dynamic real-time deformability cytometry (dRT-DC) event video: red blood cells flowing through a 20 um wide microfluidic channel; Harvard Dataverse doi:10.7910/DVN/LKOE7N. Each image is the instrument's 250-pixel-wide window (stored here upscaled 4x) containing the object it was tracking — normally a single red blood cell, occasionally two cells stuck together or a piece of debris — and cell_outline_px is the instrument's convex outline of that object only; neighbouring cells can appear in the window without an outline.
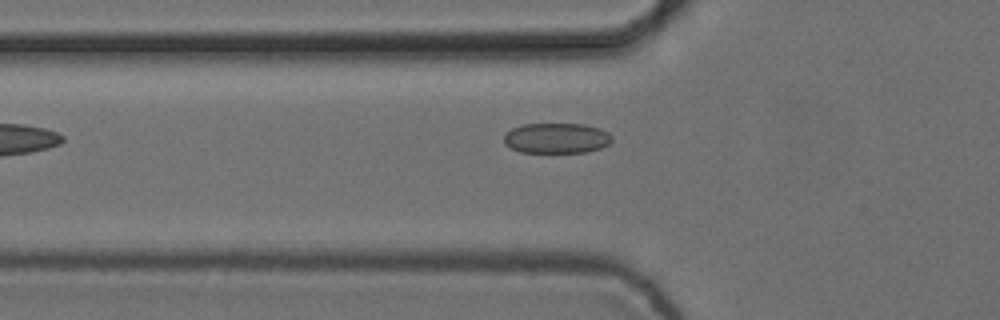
{"species": "common noctule bat (a hibernating species)", "species_latin": "Nyctalus noctula", "temperature_condition": "cold", "stored_images_in_passage": 6, "camera_frame_rate_fps": 3000, "um_per_image_px": 0.085, "animal": {"sex": "female", "body_mass_g": 24.6, "forearm_length_mm": 56.2}, "frame": {"image": 1, "passage_image": 5, "time_ms": 1.333, "image_size_px": [1000, 320], "cell_outline_px": [[612, 140], [608, 144], [600, 148], [588, 152], [520, 152], [504, 144], [504, 136], [512, 128], [524, 124], [584, 124], [600, 128], [608, 132], [612, 136]], "centroid_in_image_um": [47.32, 11.74], "position_along_channel_um": 78.5, "area_um2": 19.07}}
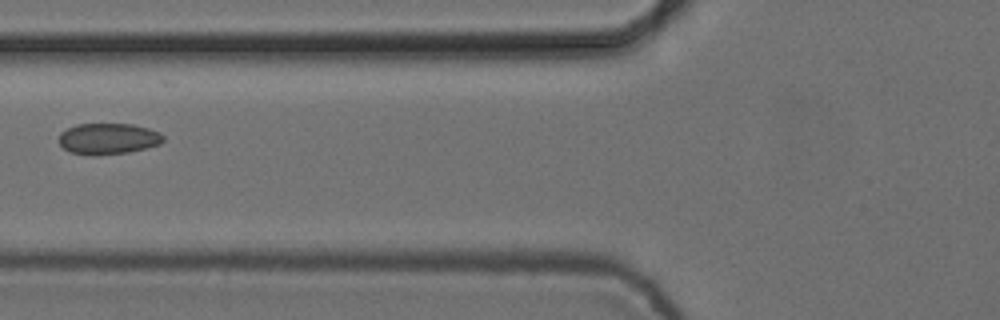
{"frame": {"image": 2, "passage_image": 6, "time_ms": 1.667, "image_size_px": [1000, 320], "cell_outline_px": [[164, 140], [160, 144], [128, 152], [96, 156], [92, 156], [72, 152], [64, 148], [60, 144], [60, 132], [76, 124], [132, 124], [148, 128], [160, 132], [164, 136]], "centroid_in_image_um": [9.21, 11.79], "position_along_channel_um": 116.6, "area_um2": 18.9}}